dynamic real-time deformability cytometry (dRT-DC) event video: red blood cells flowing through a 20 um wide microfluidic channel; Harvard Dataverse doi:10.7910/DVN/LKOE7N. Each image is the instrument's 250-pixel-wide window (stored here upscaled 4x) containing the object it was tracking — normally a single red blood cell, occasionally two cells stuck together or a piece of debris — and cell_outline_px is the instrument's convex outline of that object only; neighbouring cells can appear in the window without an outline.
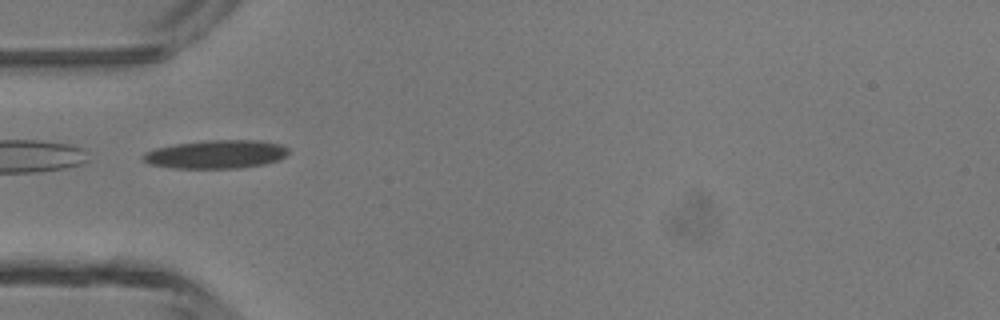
{"species": "common noctule bat (a hibernating species)", "species_latin": "Nyctalus noctula", "temperature_condition": "room temperature", "stored_images_in_passage": 20, "camera_frame_rate_fps": 3000, "um_per_image_px": 0.085, "animal": {"sex": "male", "body_mass_g": 13.3}, "frame": {"image": 1, "passage_image": 1, "time_ms": 0.0, "image_size_px": [1000, 320], "cell_outline_px": [[288, 152], [280, 160], [264, 164], [236, 168], [172, 168], [148, 164], [140, 160], [140, 156], [144, 152], [156, 148], [176, 144], [208, 140], [260, 140], [280, 144], [288, 148]], "centroid_in_image_um": [18.32, 13.11], "position_along_channel_um": 66.7, "area_um2": 24.22}}